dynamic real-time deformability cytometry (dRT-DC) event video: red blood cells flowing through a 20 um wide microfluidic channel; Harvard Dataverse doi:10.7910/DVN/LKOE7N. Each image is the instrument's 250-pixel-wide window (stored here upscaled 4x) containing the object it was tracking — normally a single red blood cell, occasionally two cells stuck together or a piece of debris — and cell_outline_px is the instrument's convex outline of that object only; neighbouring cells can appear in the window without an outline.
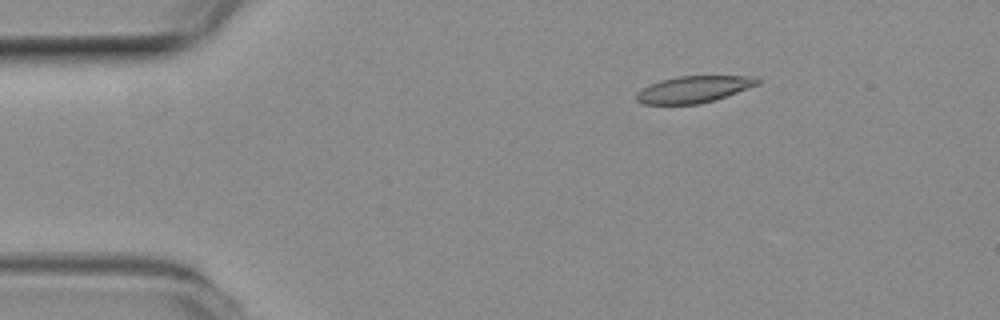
{"species": "common noctule bat (a hibernating species)", "species_latin": "Nyctalus noctula", "temperature_condition": "room temperature", "stored_images_in_passage": 3, "camera_frame_rate_fps": 3000, "um_per_image_px": 0.085, "animal": {"sex": "female", "body_mass_g": 19.3, "forearm_length_mm": 54.1}, "frame": {"image": 1, "passage_image": 1, "time_ms": 0.0, "image_size_px": [1000, 320], "cell_outline_px": [[764, 80], [760, 84], [700, 104], [644, 104], [636, 100], [636, 92], [660, 80], [680, 76], [756, 76]], "centroid_in_image_um": [59.0, 7.58], "position_along_channel_um": 26.0, "area_um2": 18.67}}